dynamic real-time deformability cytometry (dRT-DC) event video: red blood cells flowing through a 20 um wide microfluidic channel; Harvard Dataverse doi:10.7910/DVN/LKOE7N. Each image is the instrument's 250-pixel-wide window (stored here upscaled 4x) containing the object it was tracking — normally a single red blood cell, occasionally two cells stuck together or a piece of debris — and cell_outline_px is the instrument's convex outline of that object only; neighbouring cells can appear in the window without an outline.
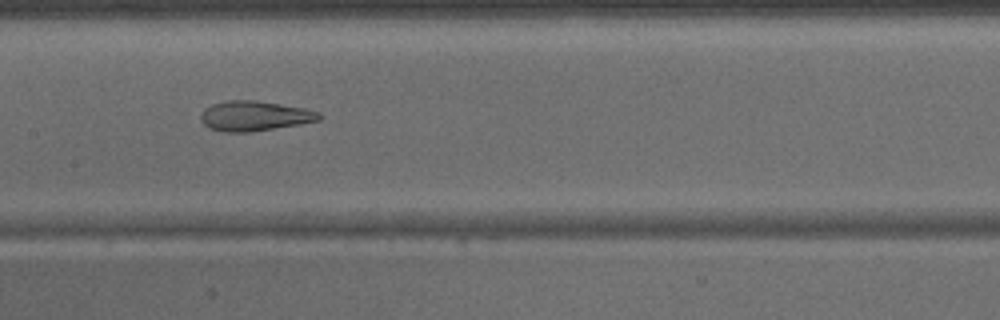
{"species": "common noctule bat (a hibernating species)", "species_latin": "Nyctalus noctula", "temperature_condition": "warm", "stored_images_in_passage": 44, "camera_frame_rate_fps": 3000, "um_per_image_px": 0.085, "animal": {"sex": "male", "body_mass_g": 15.6}, "frame": {"image": 1, "passage_image": 22, "time_ms": 7.0, "image_size_px": [1000, 320], "cell_outline_px": [[324, 116], [320, 120], [300, 124], [248, 132], [224, 132], [208, 128], [200, 120], [200, 112], [204, 108], [212, 104], [228, 100], [256, 100], [304, 108], [320, 112]], "centroid_in_image_um": [21.62, 9.85], "position_along_channel_um": 185.8, "area_um2": 20.81}}
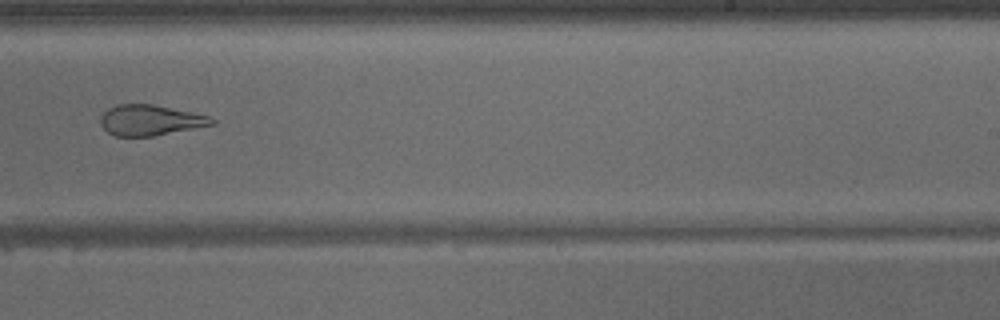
{"frame": {"image": 2, "passage_image": 28, "time_ms": 9.0, "image_size_px": [1000, 320], "cell_outline_px": [[216, 124], [152, 136], [116, 136], [108, 132], [100, 124], [100, 116], [108, 108], [116, 104], [152, 104], [208, 116], [216, 120]], "centroid_in_image_um": [12.74, 10.21], "position_along_channel_um": 276.3, "area_um2": 19.65}}
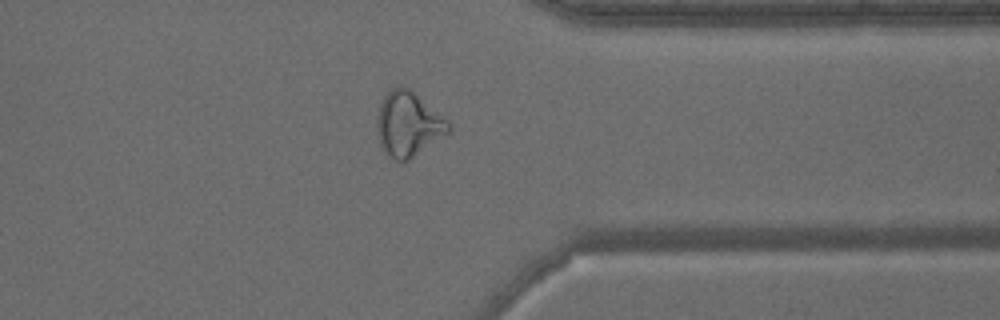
{"frame": {"image": 3, "passage_image": 35, "time_ms": 11.333, "image_size_px": [1000, 320], "cell_outline_px": [[452, 128], [448, 132], [408, 160], [396, 160], [388, 156], [384, 152], [380, 144], [376, 132], [376, 120], [380, 104], [384, 96], [392, 88], [400, 84], [408, 88], [452, 124]], "centroid_in_image_um": [34.66, 10.54], "position_along_channel_um": 376.7, "area_um2": 26.59}}